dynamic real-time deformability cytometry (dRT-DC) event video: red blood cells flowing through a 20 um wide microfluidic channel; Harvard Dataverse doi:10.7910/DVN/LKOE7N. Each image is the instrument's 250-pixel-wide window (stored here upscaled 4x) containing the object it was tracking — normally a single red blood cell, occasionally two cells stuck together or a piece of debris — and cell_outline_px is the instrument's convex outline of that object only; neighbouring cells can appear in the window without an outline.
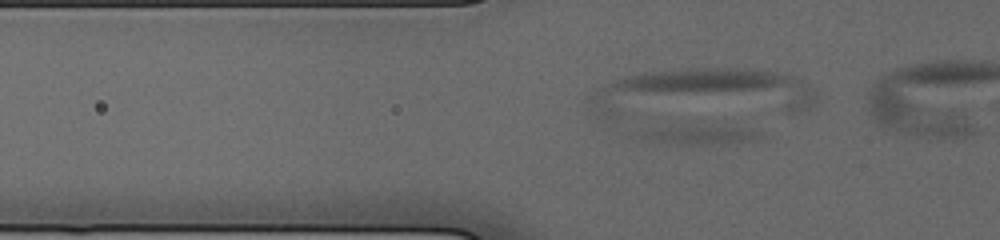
{"species": "human", "species_latin": "Homo sapiens", "temperature_condition": "cold", "stored_images_in_passage": 17, "camera_frame_rate_fps": 3000, "um_per_image_px": 0.085, "donor": {"sex": "male"}, "frame": {"image": 1, "passage_image": 6, "time_ms": 1.667, "image_size_px": [1000, 240], "cell_outline_px": [[816, 100], [808, 108], [796, 112], [612, 120], [604, 120], [588, 112], [588, 96], [596, 88], [612, 80], [628, 76], [648, 72], [688, 68], [740, 68], [772, 72], [792, 76], [800, 80], [816, 92]], "centroid_in_image_um": [59.45, 8.01], "position_along_channel_um": 66.3, "area_um2": 68.26}}